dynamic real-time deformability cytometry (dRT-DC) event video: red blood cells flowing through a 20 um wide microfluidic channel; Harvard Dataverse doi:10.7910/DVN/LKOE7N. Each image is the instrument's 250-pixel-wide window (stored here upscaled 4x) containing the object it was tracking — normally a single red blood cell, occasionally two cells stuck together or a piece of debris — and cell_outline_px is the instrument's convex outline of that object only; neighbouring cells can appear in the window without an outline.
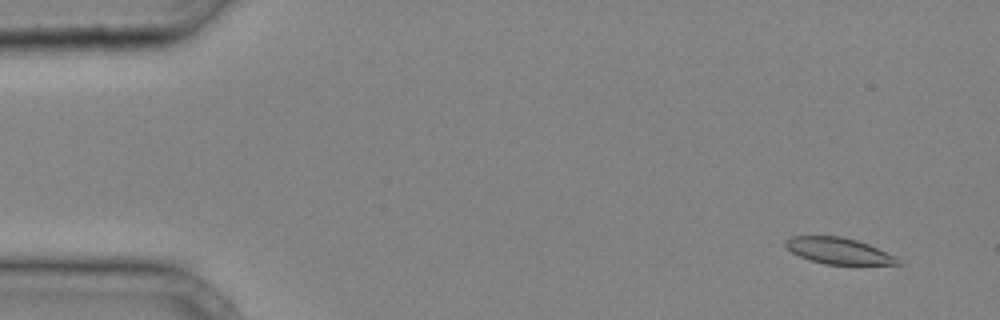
{"species": "common noctule bat (a hibernating species)", "species_latin": "Nyctalus noctula", "temperature_condition": "cold", "stored_images_in_passage": 38, "camera_frame_rate_fps": 3000, "um_per_image_px": 0.085, "animal": {"sex": "male", "body_mass_g": 20.4}, "frame": {"image": 1, "passage_image": 3, "time_ms": 0.667, "image_size_px": [1000, 320], "cell_outline_px": [[900, 264], [824, 264], [808, 260], [792, 252], [784, 244], [784, 240], [792, 236], [840, 236], [856, 240], [868, 244], [900, 260]], "centroid_in_image_um": [71.19, 21.31], "position_along_channel_um": 13.8, "area_um2": 16.82}}
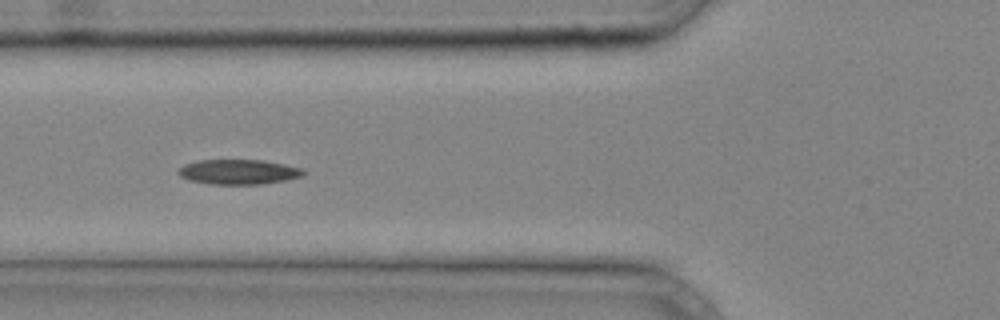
{"frame": {"image": 2, "passage_image": 15, "time_ms": 4.667, "image_size_px": [1000, 320], "cell_outline_px": [[308, 172], [304, 176], [284, 180], [260, 184], [212, 184], [188, 180], [180, 176], [176, 172], [184, 164], [196, 160], [264, 160], [304, 168]], "centroid_in_image_um": [20.3, 14.6], "position_along_channel_um": 105.5, "area_um2": 18.32}}
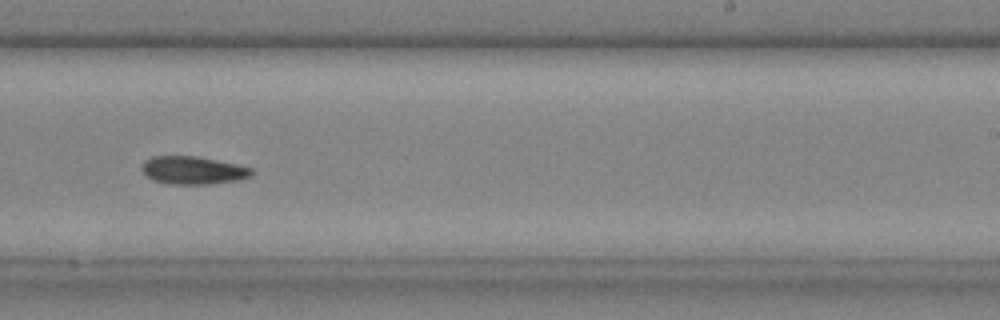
{"frame": {"image": 3, "passage_image": 25, "time_ms": 8.0, "image_size_px": [1000, 320], "cell_outline_px": [[256, 172], [252, 176], [236, 180], [208, 184], [172, 184], [152, 180], [140, 168], [144, 160], [152, 156], [196, 156], [236, 164], [252, 168]], "centroid_in_image_um": [16.41, 14.47], "position_along_channel_um": 272.6, "area_um2": 17.86}}